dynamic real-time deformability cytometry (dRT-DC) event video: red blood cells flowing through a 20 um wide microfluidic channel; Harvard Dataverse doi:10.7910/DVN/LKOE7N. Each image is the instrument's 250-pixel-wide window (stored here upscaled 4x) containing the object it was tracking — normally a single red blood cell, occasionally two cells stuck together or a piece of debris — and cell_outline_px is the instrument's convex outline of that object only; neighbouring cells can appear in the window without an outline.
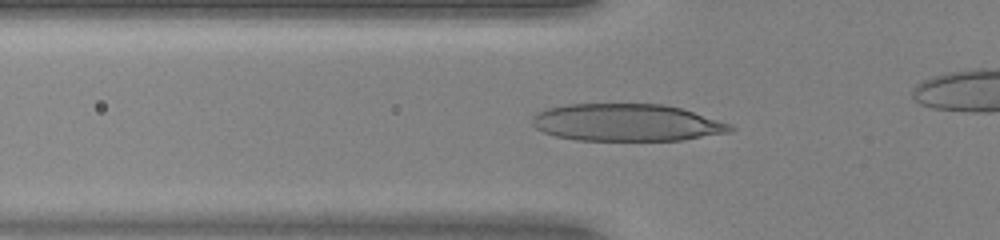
{"species": "human", "species_latin": "Homo sapiens", "temperature_condition": "warm", "stored_images_in_passage": 37, "camera_frame_rate_fps": 3000, "um_per_image_px": 0.085, "donor": {"sex": "female"}, "frame": {"image": 1, "passage_image": 11, "time_ms": 3.333, "image_size_px": [1000, 240], "cell_outline_px": [[736, 128], [728, 132], [680, 140], [576, 140], [556, 136], [544, 132], [536, 128], [532, 124], [532, 116], [536, 112], [544, 108], [564, 104], [664, 104], [680, 108], [732, 124]], "centroid_in_image_um": [53.21, 10.41], "position_along_channel_um": 72.6, "area_um2": 43.0}}
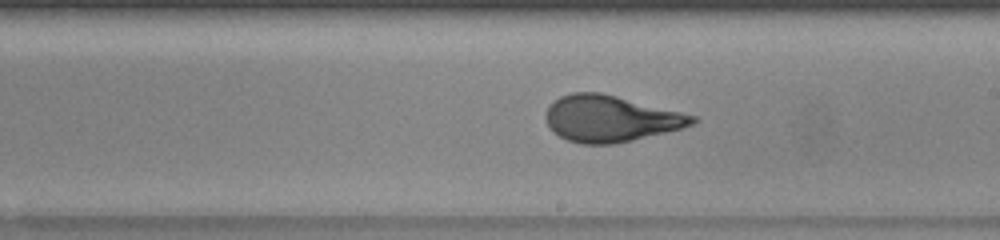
{"frame": {"image": 2, "passage_image": 23, "time_ms": 7.333, "image_size_px": [1000, 240], "cell_outline_px": [[700, 120], [692, 124], [680, 128], [616, 144], [580, 144], [568, 140], [560, 136], [548, 124], [544, 116], [552, 100], [560, 96], [572, 92], [600, 92], [696, 116]], "centroid_in_image_um": [51.85, 10.08], "position_along_channel_um": 237.1, "area_um2": 39.13}}
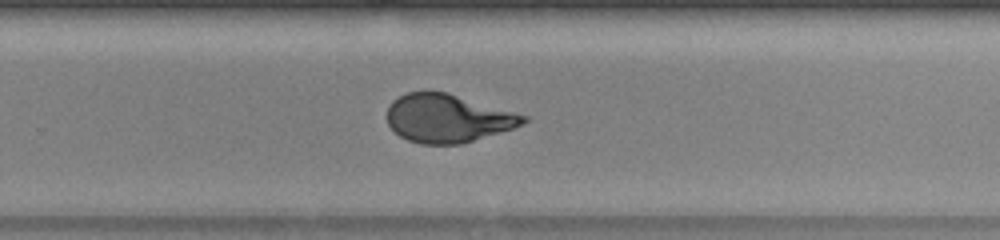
{"frame": {"image": 3, "passage_image": 27, "time_ms": 8.667, "image_size_px": [1000, 240], "cell_outline_px": [[528, 120], [524, 124], [512, 128], [460, 144], [420, 144], [408, 140], [400, 136], [388, 124], [388, 108], [392, 100], [408, 92], [424, 88], [448, 92], [528, 116]], "centroid_in_image_um": [38.03, 10.02], "position_along_channel_um": 291.8, "area_um2": 38.49}}